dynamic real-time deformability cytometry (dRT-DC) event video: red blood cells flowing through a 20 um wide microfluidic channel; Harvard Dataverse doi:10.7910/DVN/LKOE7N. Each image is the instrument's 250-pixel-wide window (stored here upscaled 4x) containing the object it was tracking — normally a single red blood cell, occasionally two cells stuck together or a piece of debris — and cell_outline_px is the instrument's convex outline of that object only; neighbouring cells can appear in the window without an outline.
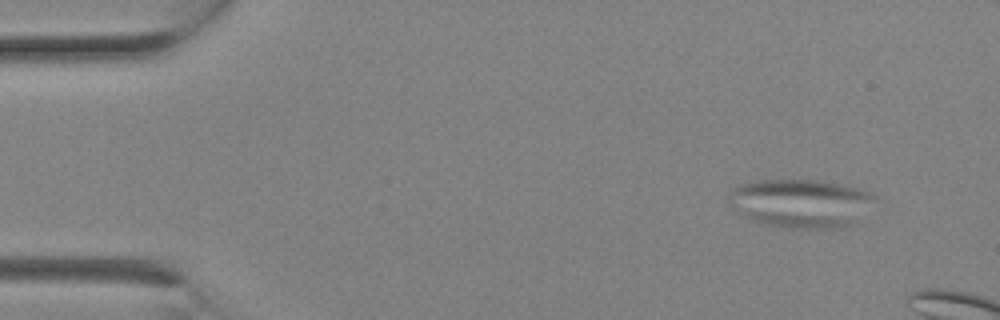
{"species": "Egyptian fruit bat (a non-hibernating species)", "species_latin": "Rousettus aegyptiacus", "temperature_condition": "room temperature", "stored_images_in_passage": 2, "camera_frame_rate_fps": 3000, "um_per_image_px": 0.085, "animal": {"sex": "female"}, "frame": {"image": 1, "passage_image": 1, "time_ms": 0.0, "image_size_px": [1000, 320], "cell_outline_px": [[876, 196], [844, 228], [780, 228], [764, 224], [752, 220], [732, 204], [728, 200], [732, 188], [740, 184], [756, 180], [816, 180], [856, 188], [868, 192]], "centroid_in_image_um": [67.96, 17.27], "position_along_channel_um": 17.0, "area_um2": 40.0}}